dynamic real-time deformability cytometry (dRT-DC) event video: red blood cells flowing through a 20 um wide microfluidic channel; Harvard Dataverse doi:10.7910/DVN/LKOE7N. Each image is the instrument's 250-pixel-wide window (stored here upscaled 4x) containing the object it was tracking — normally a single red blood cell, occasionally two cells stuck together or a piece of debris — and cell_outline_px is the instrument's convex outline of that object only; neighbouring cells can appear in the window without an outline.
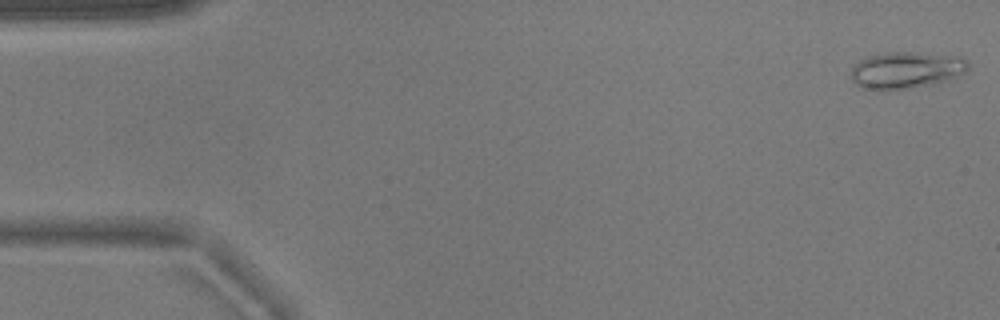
{"species": "common noctule bat (a hibernating species)", "species_latin": "Nyctalus noctula", "temperature_condition": "warm", "stored_images_in_passage": 12, "camera_frame_rate_fps": 3000, "um_per_image_px": 0.085, "animal": {"sex": "male", "body_mass_g": 17.9}, "frame": {"image": 1, "passage_image": 1, "time_ms": 0.0, "image_size_px": [1000, 320], "cell_outline_px": [[968, 68], [964, 72], [948, 80], [884, 92], [864, 88], [856, 84], [852, 80], [852, 68], [860, 60], [868, 56], [888, 52], [912, 52], [960, 56], [968, 60]], "centroid_in_image_um": [77.0, 5.96], "position_along_channel_um": 8.0, "area_um2": 24.97}}